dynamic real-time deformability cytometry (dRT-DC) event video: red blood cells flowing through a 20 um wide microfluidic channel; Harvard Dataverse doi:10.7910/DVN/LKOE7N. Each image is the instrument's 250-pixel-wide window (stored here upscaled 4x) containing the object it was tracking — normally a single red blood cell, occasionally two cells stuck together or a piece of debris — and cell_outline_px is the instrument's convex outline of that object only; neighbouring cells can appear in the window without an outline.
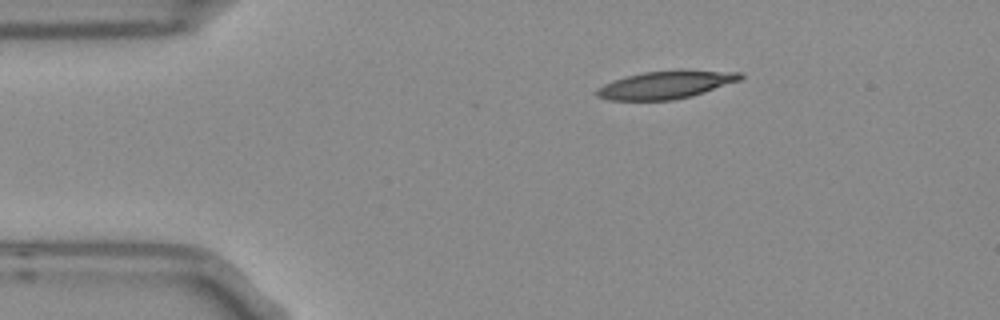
{"species": "Egyptian fruit bat (a non-hibernating species)", "species_latin": "Rousettus aegyptiacus", "temperature_condition": "room temperature", "stored_images_in_passage": 2, "camera_frame_rate_fps": 3000, "um_per_image_px": 0.085, "frame": {"image": 1, "passage_image": 1, "time_ms": 0.0, "image_size_px": [1000, 320], "cell_outline_px": [[744, 76], [740, 80], [692, 96], [672, 100], [608, 100], [596, 96], [592, 92], [596, 88], [612, 80], [624, 76], [644, 72], [744, 72]], "centroid_in_image_um": [56.47, 7.25], "position_along_channel_um": 28.5, "area_um2": 22.6}}